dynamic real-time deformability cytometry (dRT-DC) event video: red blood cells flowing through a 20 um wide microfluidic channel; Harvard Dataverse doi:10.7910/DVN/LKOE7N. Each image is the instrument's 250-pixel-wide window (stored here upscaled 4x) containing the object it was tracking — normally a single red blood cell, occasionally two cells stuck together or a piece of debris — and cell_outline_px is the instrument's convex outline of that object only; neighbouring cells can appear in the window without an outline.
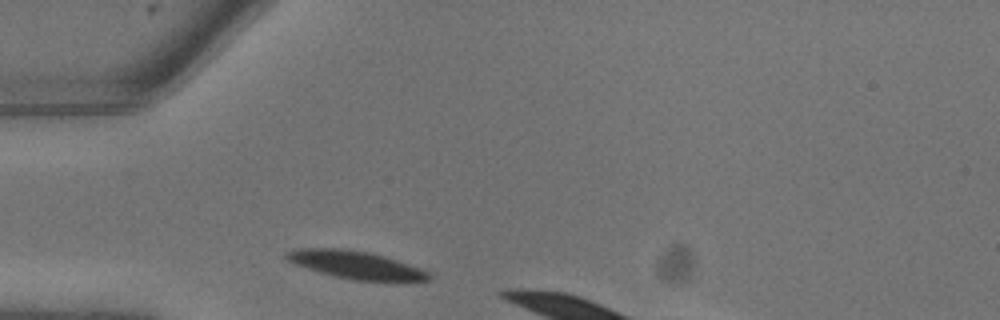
{"species": "common noctule bat (a hibernating species)", "species_latin": "Nyctalus noctula", "temperature_condition": "warm", "stored_images_in_passage": 2, "camera_frame_rate_fps": 3000, "um_per_image_px": 0.085, "animal": {"sex": "male", "body_mass_g": 13.3}, "frame": {"image": 1, "passage_image": 1, "time_ms": 0.0, "image_size_px": [1000, 320], "cell_outline_px": [[432, 276], [428, 280], [352, 280], [320, 272], [296, 264], [280, 256], [284, 252], [292, 248], [340, 248], [368, 252], [384, 256], [420, 268], [428, 272]], "centroid_in_image_um": [30.13, 22.48], "position_along_channel_um": 54.9, "area_um2": 22.72}}